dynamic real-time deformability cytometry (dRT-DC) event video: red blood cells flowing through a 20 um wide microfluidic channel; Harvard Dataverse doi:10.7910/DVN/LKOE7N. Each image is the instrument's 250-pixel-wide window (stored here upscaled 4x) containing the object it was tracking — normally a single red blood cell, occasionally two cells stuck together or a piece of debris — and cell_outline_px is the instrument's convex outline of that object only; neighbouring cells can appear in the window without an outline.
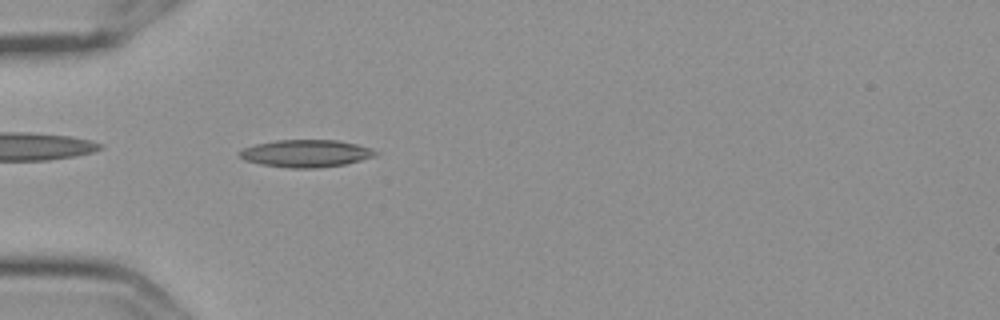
{"species": "Egyptian fruit bat (a non-hibernating species)", "species_latin": "Rousettus aegyptiacus", "temperature_condition": "cold", "stored_images_in_passage": 6, "camera_frame_rate_fps": 3000, "um_per_image_px": 0.085, "frame": {"image": 1, "passage_image": 6, "time_ms": 1.667, "image_size_px": [1000, 320], "cell_outline_px": [[376, 156], [344, 164], [320, 168], [288, 168], [260, 164], [244, 160], [240, 156], [240, 152], [244, 148], [256, 144], [276, 140], [336, 140], [356, 144], [372, 148], [376, 152]], "centroid_in_image_um": [26.0, 13.04], "position_along_channel_um": 59.0, "area_um2": 21.56}}